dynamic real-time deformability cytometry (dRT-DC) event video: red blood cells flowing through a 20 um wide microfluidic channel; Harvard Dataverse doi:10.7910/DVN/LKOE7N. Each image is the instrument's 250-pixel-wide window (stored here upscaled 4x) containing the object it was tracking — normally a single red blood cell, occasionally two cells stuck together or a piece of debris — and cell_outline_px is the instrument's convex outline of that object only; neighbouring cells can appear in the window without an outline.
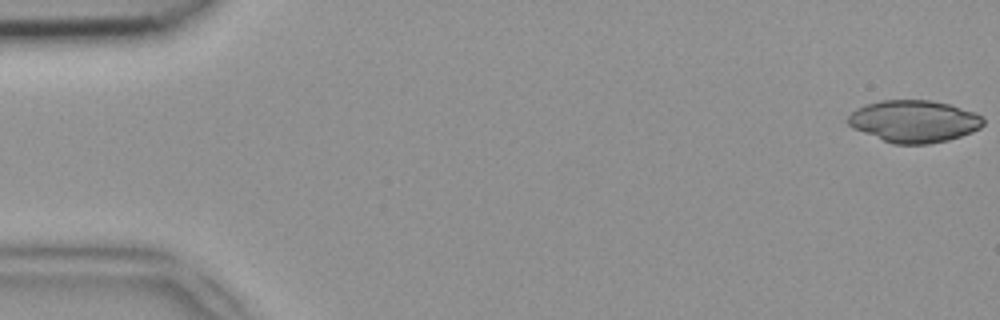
{"species": "common noctule bat (a hibernating species)", "species_latin": "Nyctalus noctula", "temperature_condition": "room temperature", "stored_images_in_passage": 49, "camera_frame_rate_fps": 3000, "um_per_image_px": 0.085, "animal": {"sex": "female", "body_mass_g": 18.4}, "frame": {"image": 1, "passage_image": 1, "time_ms": 0.0, "image_size_px": [1000, 320], "cell_outline_px": [[984, 124], [980, 128], [972, 132], [948, 140], [928, 144], [892, 144], [852, 128], [844, 120], [856, 108], [880, 100], [932, 100], [948, 104], [976, 112], [984, 116]], "centroid_in_image_um": [77.69, 10.31], "position_along_channel_um": 7.3, "area_um2": 33.47}}